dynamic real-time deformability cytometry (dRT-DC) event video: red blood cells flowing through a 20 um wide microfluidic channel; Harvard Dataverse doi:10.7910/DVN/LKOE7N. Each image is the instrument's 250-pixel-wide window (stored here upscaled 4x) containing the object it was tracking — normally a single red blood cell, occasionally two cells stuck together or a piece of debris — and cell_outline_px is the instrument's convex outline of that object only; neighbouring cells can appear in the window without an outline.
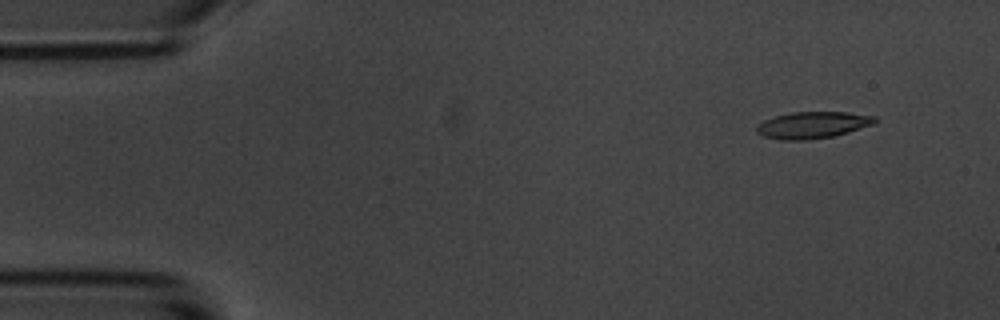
{"species": "common noctule bat (a hibernating species)", "species_latin": "Nyctalus noctula", "temperature_condition": "room temperature", "stored_images_in_passage": 51, "camera_frame_rate_fps": 3000, "um_per_image_px": 0.085, "animal": {"sex": "male", "body_mass_g": 20.1, "forearm_length_mm": 53.5}, "frame": {"image": 1, "passage_image": 1, "time_ms": 0.0, "image_size_px": [1000, 320], "cell_outline_px": [[876, 124], [848, 132], [832, 136], [808, 140], [780, 140], [764, 136], [756, 132], [756, 124], [764, 120], [776, 116], [792, 112], [848, 112], [876, 116]], "centroid_in_image_um": [69.08, 10.62], "position_along_channel_um": 15.9, "area_um2": 18.5}}
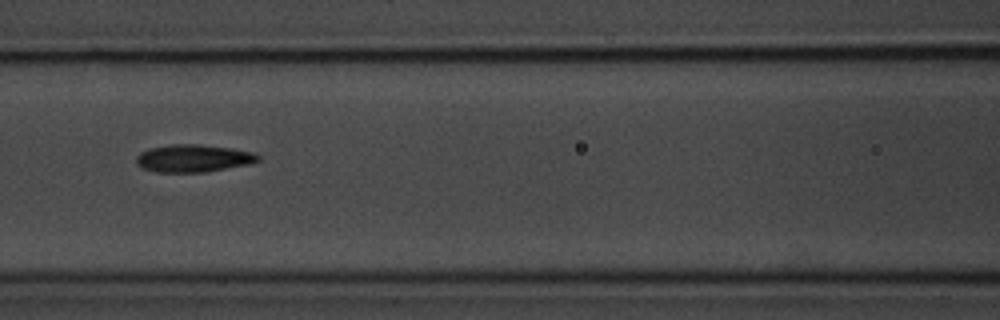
{"frame": {"image": 2, "passage_image": 20, "time_ms": 6.333, "image_size_px": [1000, 320], "cell_outline_px": [[260, 160], [248, 164], [204, 172], [156, 172], [144, 168], [136, 164], [136, 156], [140, 152], [148, 148], [172, 144], [200, 144], [232, 148], [252, 152], [260, 156]], "centroid_in_image_um": [16.41, 13.44], "position_along_channel_um": 150.2, "area_um2": 19.54}}
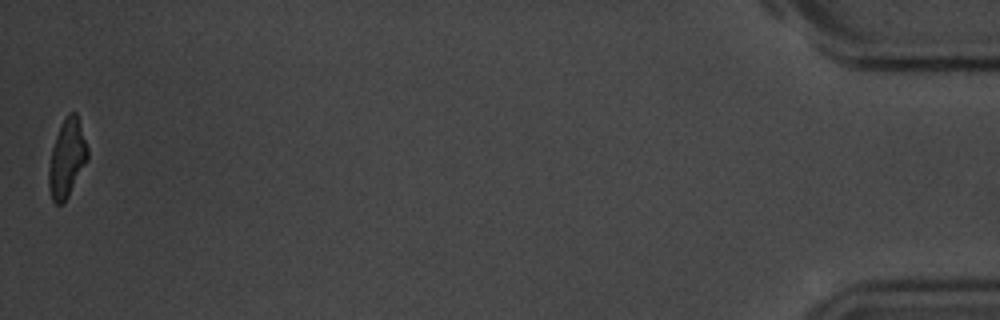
{"frame": {"image": 3, "passage_image": 51, "time_ms": 16.667, "image_size_px": [1000, 320], "cell_outline_px": [[88, 160], [64, 204], [56, 204], [52, 200], [48, 184], [48, 172], [52, 148], [56, 136], [68, 112], [76, 112], [88, 148]], "centroid_in_image_um": [5.69, 13.5], "position_along_channel_um": 429.5, "area_um2": 17.51}, "authors_computed_cell_mechanics": {"area_um2": 18.8428, "velocity_mm_per_s": 3.6384, "shape_relaxation_time_tau1_ms": 3.3985, "shape_relaxation_time_tau2_ms": 4.2852, "deformation_change_tau1": 0.1371, "deformation_change_tau2": 0.1301}}